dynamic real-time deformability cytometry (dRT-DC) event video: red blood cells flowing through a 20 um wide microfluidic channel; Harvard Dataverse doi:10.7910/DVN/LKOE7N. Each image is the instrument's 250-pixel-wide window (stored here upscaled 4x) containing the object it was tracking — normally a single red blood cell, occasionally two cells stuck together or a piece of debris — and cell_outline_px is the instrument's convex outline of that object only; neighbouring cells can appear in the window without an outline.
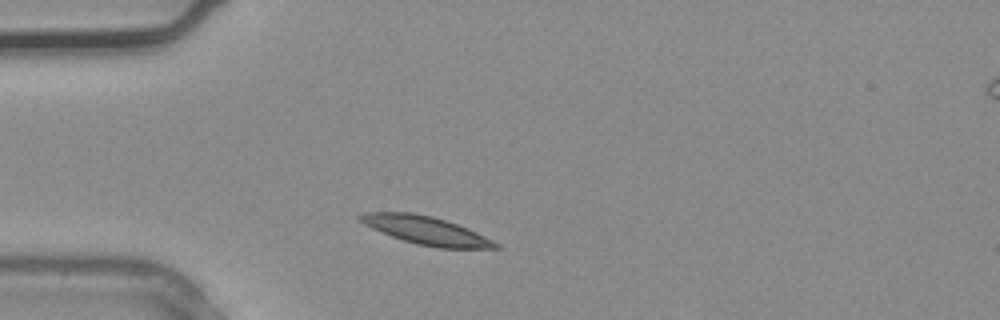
{"species": "common noctule bat (a hibernating species)", "species_latin": "Nyctalus noctula", "temperature_condition": "warm", "stored_images_in_passage": 2, "camera_frame_rate_fps": 3000, "um_per_image_px": 0.085, "animal": {"sex": "male", "body_mass_g": 20.4}, "frame": {"image": 1, "passage_image": 1, "time_ms": 0.0, "image_size_px": [1000, 320], "cell_outline_px": [[504, 248], [440, 248], [416, 244], [392, 236], [372, 228], [364, 224], [356, 216], [364, 212], [412, 212], [432, 216], [468, 228], [500, 244]], "centroid_in_image_um": [36.22, 19.58], "position_along_channel_um": 48.8, "area_um2": 22.02}}